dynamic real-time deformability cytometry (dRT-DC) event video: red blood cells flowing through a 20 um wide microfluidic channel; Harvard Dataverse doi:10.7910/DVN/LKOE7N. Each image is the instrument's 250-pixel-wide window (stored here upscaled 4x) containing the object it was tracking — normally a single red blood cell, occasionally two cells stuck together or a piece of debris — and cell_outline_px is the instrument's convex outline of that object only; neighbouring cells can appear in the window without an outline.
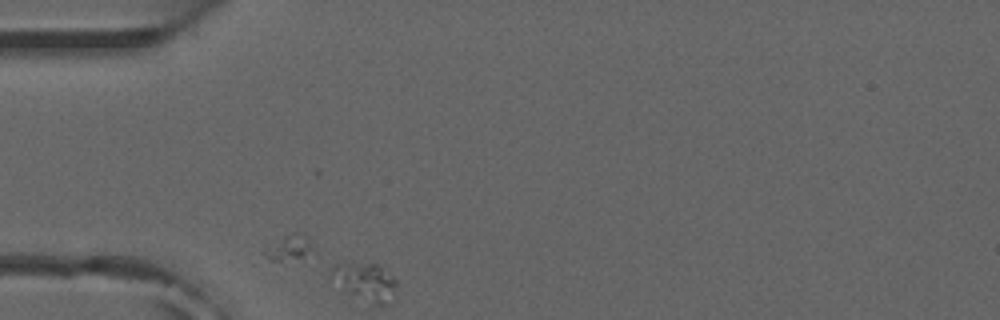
{"species": "common noctule bat (a hibernating species)", "species_latin": "Nyctalus noctula", "temperature_condition": "room temperature", "stored_images_in_passage": 3, "camera_frame_rate_fps": 3000, "um_per_image_px": 0.085, "animal": {"sex": "male", "forearm_length_mm": 52.5}, "frame": {"image": 1, "passage_image": 3, "time_ms": 0.667, "image_size_px": [1000, 320], "cell_outline_px": [[396, 284], [380, 304], [372, 304], [348, 292], [328, 276], [332, 268], [336, 264], [352, 260], [376, 264], [392, 276], [396, 280]], "centroid_in_image_um": [30.9, 23.83], "position_along_channel_um": 54.1, "area_um2": 13.76}}